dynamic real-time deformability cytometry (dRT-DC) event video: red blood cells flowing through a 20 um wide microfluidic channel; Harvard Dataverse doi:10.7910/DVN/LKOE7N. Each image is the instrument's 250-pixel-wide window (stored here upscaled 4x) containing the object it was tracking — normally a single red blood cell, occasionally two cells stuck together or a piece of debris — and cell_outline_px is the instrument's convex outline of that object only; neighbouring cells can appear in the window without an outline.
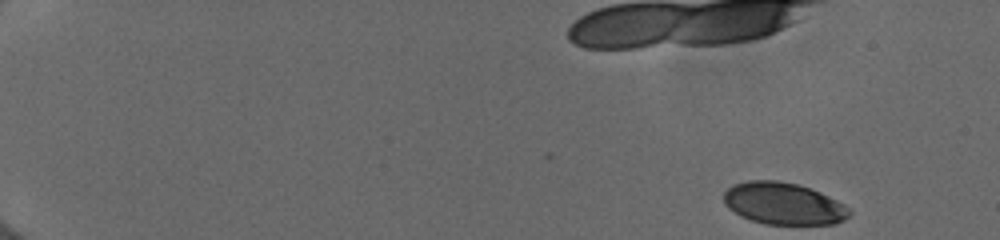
{"species": "human", "species_latin": "Homo sapiens", "temperature_condition": "cold", "stored_images_in_passage": 50, "camera_frame_rate_fps": 3000, "um_per_image_px": 0.085, "donor": {"sex": "female"}, "frame": {"image": 1, "passage_image": 1, "time_ms": 0.0, "image_size_px": [1000, 240], "cell_outline_px": [[852, 212], [844, 220], [836, 224], [764, 224], [740, 216], [728, 208], [724, 204], [724, 192], [732, 184], [748, 180], [776, 180], [796, 184], [820, 192], [844, 204]], "centroid_in_image_um": [66.57, 17.3], "position_along_channel_um": 18.4, "area_um2": 30.75}}
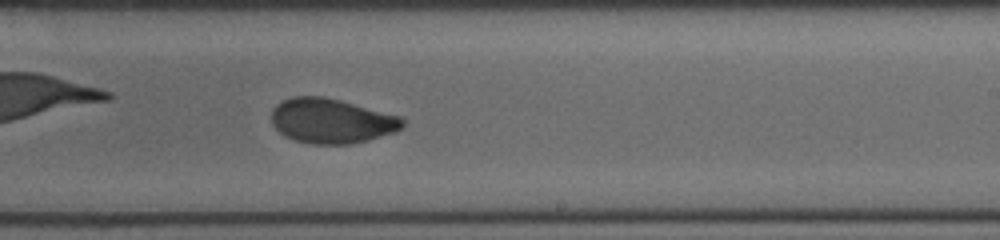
{"frame": {"image": 2, "passage_image": 32, "time_ms": 10.333, "image_size_px": [1000, 240], "cell_outline_px": [[404, 128], [396, 132], [368, 140], [352, 144], [312, 144], [292, 140], [284, 136], [272, 124], [272, 108], [276, 104], [292, 96], [324, 96], [340, 100], [400, 116], [404, 120]], "centroid_in_image_um": [28.18, 10.28], "position_along_channel_um": 260.8, "area_um2": 34.45}}
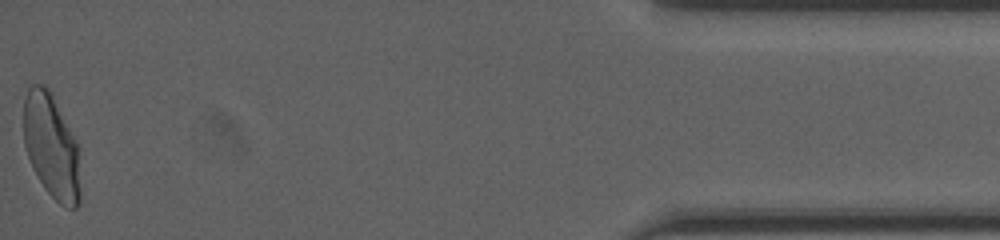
{"frame": {"image": 3, "passage_image": 50, "time_ms": 16.333, "image_size_px": [1000, 240], "cell_outline_px": [[80, 204], [76, 208], [68, 208], [60, 204], [44, 188], [28, 156], [24, 144], [24, 100], [28, 88], [32, 84], [44, 84], [48, 88], [76, 144], [80, 188]], "centroid_in_image_um": [4.35, 12.47], "position_along_channel_um": 430.9, "area_um2": 33.52}, "authors_computed_cell_mechanics": {"area_um2": 34.2176, "velocity_mm_per_s": 3.9924, "shape_relaxation_time_tau1_ms": 4.92, "shape_relaxation_time_tau2_ms": 1.2951, "deformation_change_tau1": 0.1692, "deformation_change_tau2": 0.0573}}